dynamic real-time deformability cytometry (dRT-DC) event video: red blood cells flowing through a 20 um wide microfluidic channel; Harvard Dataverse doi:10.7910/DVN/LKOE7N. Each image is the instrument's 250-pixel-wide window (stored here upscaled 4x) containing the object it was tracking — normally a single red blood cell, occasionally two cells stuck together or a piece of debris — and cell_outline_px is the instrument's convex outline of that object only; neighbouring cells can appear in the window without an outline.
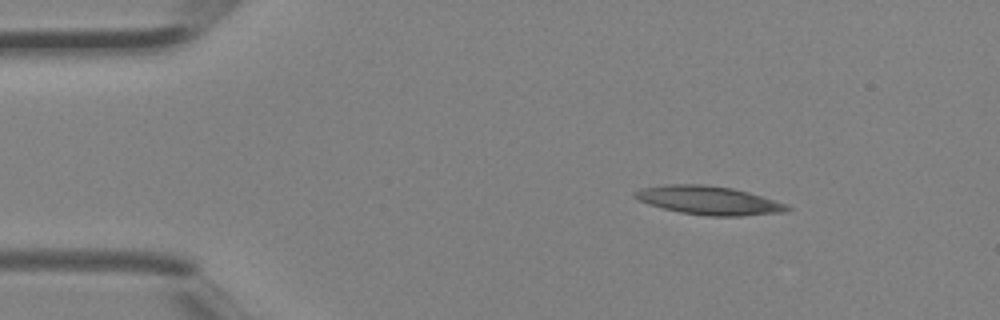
{"species": "Egyptian fruit bat (a non-hibernating species)", "species_latin": "Rousettus aegyptiacus", "temperature_condition": "room temperature", "stored_images_in_passage": 3, "camera_frame_rate_fps": 3000, "um_per_image_px": 0.085, "animal": {"sex": "female"}, "frame": {"image": 1, "passage_image": 1, "time_ms": 0.0, "image_size_px": [1000, 320], "cell_outline_px": [[792, 208], [788, 212], [740, 216], [708, 216], [680, 212], [648, 204], [632, 196], [632, 192], [640, 188], [664, 184], [704, 184], [732, 188], [748, 192], [788, 204]], "centroid_in_image_um": [60.25, 17.03], "position_along_channel_um": 24.8, "area_um2": 25.55}}